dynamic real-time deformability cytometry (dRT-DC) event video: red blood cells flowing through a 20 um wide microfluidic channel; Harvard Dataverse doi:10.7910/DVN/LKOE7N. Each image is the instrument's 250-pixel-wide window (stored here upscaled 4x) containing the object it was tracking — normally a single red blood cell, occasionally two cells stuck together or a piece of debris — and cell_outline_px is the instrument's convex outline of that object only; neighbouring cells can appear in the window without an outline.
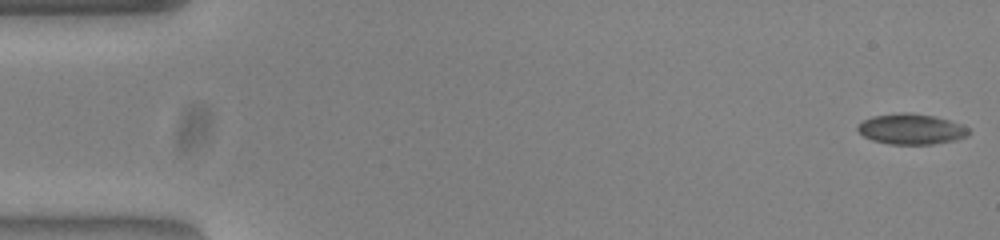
{"species": "common noctule bat (a hibernating species)", "species_latin": "Nyctalus noctula", "temperature_condition": "warm", "stored_images_in_passage": 54, "segment_of_instrument_passage": [1, 2], "camera_frame_rate_fps": 3000, "um_per_image_px": 0.085, "animal": {"sex": "female", "body_mass_g": 23.0, "forearm_length_mm": 53.4}, "frame": {"image": 1, "passage_image": 1, "time_ms": 0.0, "image_size_px": [1000, 240], "cell_outline_px": [[972, 132], [968, 136], [956, 140], [932, 144], [888, 144], [872, 140], [864, 136], [856, 128], [864, 120], [872, 116], [904, 112], [912, 112], [936, 116], [960, 124], [968, 128]], "centroid_in_image_um": [77.49, 10.97], "position_along_channel_um": 7.5, "area_um2": 19.83}}
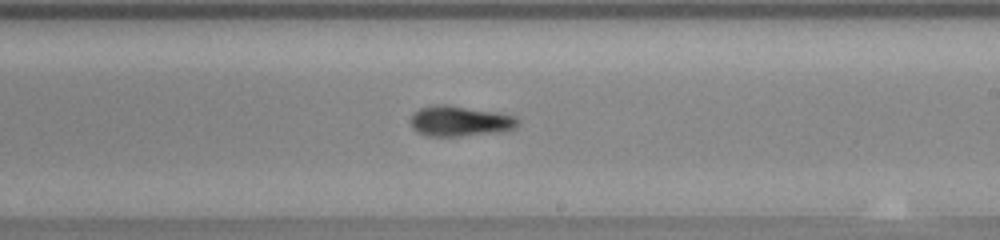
{"frame": {"image": 2, "passage_image": 31, "time_ms": 10.0, "image_size_px": [1000, 240], "cell_outline_px": [[520, 124], [516, 128], [456, 136], [428, 136], [416, 132], [412, 128], [408, 120], [412, 112], [420, 108], [440, 104], [448, 104], [496, 112], [516, 116], [520, 120]], "centroid_in_image_um": [39.01, 10.27], "position_along_channel_um": 250.0, "area_um2": 18.96}}
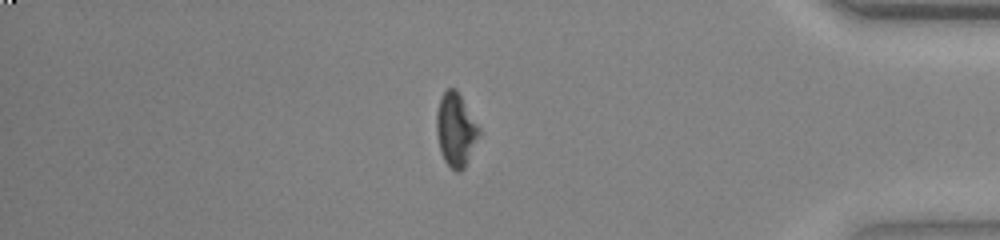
{"frame": {"image": 3, "passage_image": 45, "time_ms": 14.667, "image_size_px": [1000, 240], "cell_outline_px": [[480, 132], [464, 168], [460, 172], [456, 172], [444, 160], [440, 148], [436, 132], [436, 112], [440, 100], [444, 92], [448, 88], [456, 88], [480, 128]], "centroid_in_image_um": [38.73, 11.01], "position_along_channel_um": 396.5, "area_um2": 17.86}}